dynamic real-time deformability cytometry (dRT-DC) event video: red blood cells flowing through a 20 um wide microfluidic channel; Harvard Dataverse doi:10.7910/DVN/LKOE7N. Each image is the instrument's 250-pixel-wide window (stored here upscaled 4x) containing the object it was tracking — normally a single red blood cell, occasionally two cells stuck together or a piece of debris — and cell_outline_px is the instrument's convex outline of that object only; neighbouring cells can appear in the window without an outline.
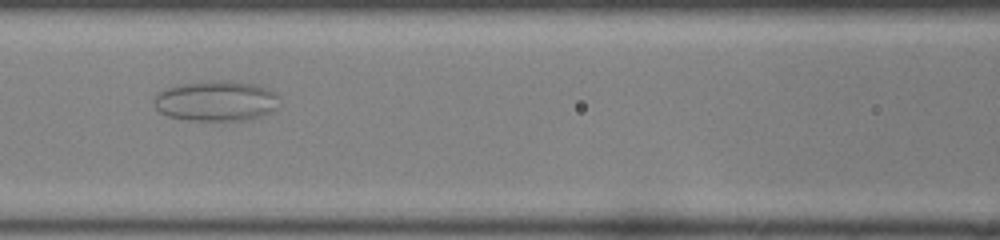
{"species": "common noctule bat (a hibernating species)", "species_latin": "Nyctalus noctula", "temperature_condition": "room temperature", "stored_images_in_passage": 49, "camera_frame_rate_fps": 3000, "um_per_image_px": 0.085, "animal": {"sex": "female", "body_mass_g": 22.0, "forearm_length_mm": 56.7}, "frame": {"image": 1, "passage_image": 21, "time_ms": 6.667, "image_size_px": [1000, 240], "cell_outline_px": [[280, 96], [276, 108], [260, 116], [244, 120], [188, 120], [168, 116], [160, 112], [152, 104], [152, 100], [160, 92], [176, 84], [208, 80], [228, 80], [256, 84]], "centroid_in_image_um": [18.33, 8.56], "position_along_channel_um": 148.3, "area_um2": 29.54}}
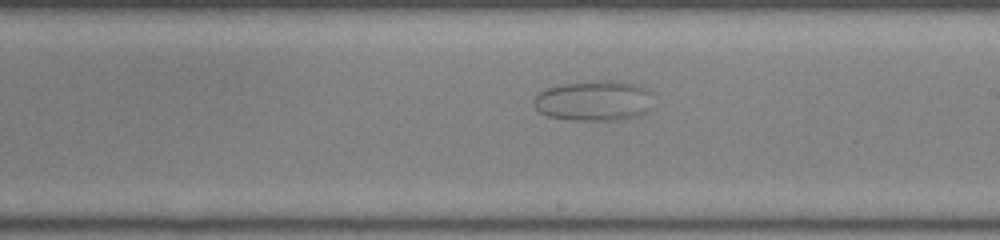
{"frame": {"image": 2, "passage_image": 28, "time_ms": 9.0, "image_size_px": [1000, 240], "cell_outline_px": [[648, 92], [644, 112], [640, 116], [616, 120], [576, 120], [548, 116], [540, 112], [532, 104], [536, 96], [540, 92], [548, 88], [564, 84], [596, 80], [608, 80], [640, 84], [648, 88]], "centroid_in_image_um": [50.42, 8.55], "position_along_channel_um": 238.6, "area_um2": 27.51}}
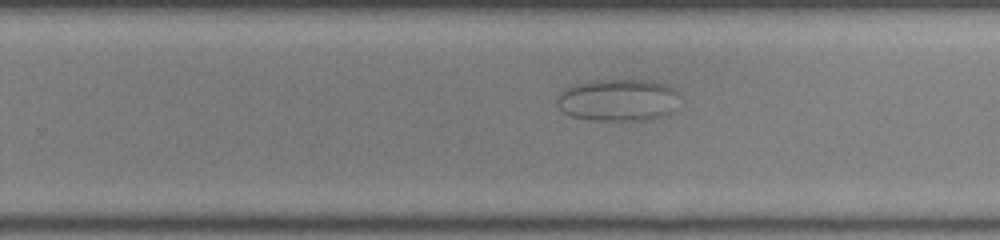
{"frame": {"image": 3, "passage_image": 31, "time_ms": 10.0, "image_size_px": [1000, 240], "cell_outline_px": [[676, 92], [672, 112], [648, 120], [596, 120], [572, 116], [564, 112], [556, 104], [556, 96], [564, 88], [576, 84], [592, 80], [652, 80], [676, 88]], "centroid_in_image_um": [52.47, 8.49], "position_along_channel_um": 277.3, "area_um2": 29.94}}